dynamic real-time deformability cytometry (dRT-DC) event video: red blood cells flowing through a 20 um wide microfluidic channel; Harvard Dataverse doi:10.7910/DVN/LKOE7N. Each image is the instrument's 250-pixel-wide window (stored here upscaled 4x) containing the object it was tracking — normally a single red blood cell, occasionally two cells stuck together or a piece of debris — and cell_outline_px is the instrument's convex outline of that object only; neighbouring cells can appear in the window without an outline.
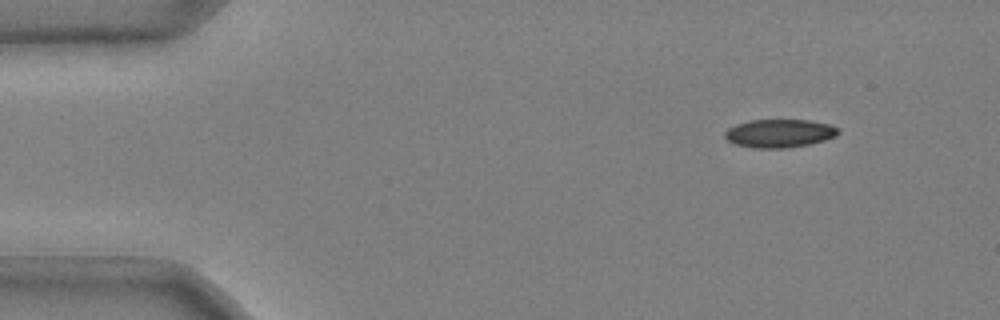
{"species": "common noctule bat (a hibernating species)", "species_latin": "Nyctalus noctula", "temperature_condition": "cold", "stored_images_in_passage": 44, "camera_frame_rate_fps": 3000, "um_per_image_px": 0.085, "animal": {"sex": "male", "body_mass_g": 20.4}, "frame": {"image": 1, "passage_image": 1, "time_ms": 0.0, "image_size_px": [1000, 320], "cell_outline_px": [[840, 132], [836, 136], [824, 140], [808, 144], [784, 148], [752, 148], [736, 144], [728, 140], [724, 136], [724, 132], [728, 128], [736, 124], [748, 120], [808, 120], [828, 124], [840, 128]], "centroid_in_image_um": [66.24, 11.33], "position_along_channel_um": 18.8, "area_um2": 18.67}}
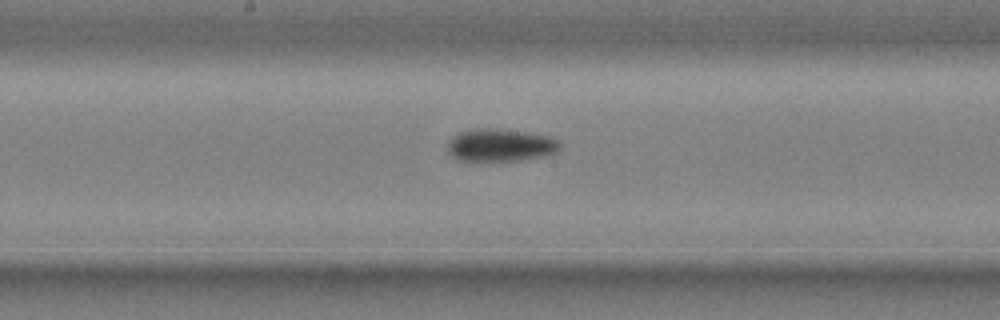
{"frame": {"image": 2, "passage_image": 23, "time_ms": 7.333, "image_size_px": [1000, 320], "cell_outline_px": [[560, 152], [544, 156], [520, 160], [456, 160], [448, 152], [448, 140], [452, 136], [460, 132], [476, 128], [492, 128], [528, 132], [548, 136], [556, 140], [560, 144]], "centroid_in_image_um": [42.53, 12.33], "position_along_channel_um": 205.7, "area_um2": 21.39}}
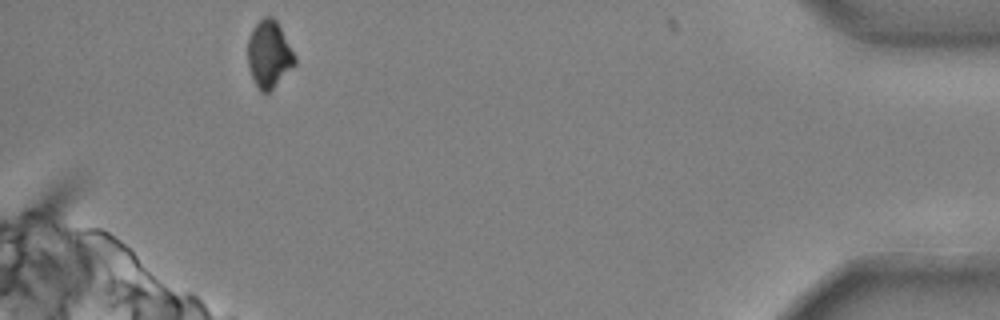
{"frame": {"image": 3, "passage_image": 44, "time_ms": 14.333, "image_size_px": [1000, 320], "cell_outline_px": [[296, 64], [268, 92], [260, 92], [252, 76], [248, 64], [248, 40], [252, 28], [264, 16], [272, 16], [276, 20], [296, 56]], "centroid_in_image_um": [22.87, 4.59], "position_along_channel_um": 412.3, "area_um2": 18.15}, "authors_computed_cell_mechanics": {"area_um2": 20.4612, "velocity_mm_per_s": 3.7145, "shape_relaxation_time_tau1_ms": 9.2516, "shape_relaxation_time_tau2_ms": null, "deformation_change_tau1": 0.2138, "deformation_change_tau2": null}}